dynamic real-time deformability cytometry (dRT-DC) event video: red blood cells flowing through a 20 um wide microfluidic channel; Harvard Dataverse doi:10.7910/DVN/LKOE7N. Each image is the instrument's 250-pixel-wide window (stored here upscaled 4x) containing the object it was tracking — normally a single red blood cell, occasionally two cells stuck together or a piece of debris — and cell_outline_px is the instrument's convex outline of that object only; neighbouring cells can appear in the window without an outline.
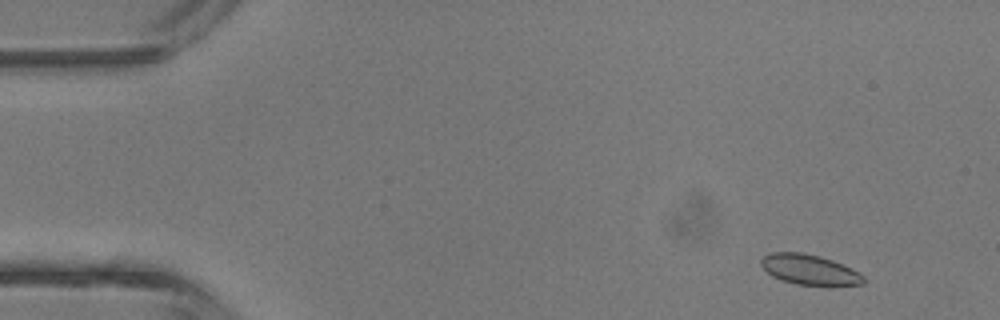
{"species": "common noctule bat (a hibernating species)", "species_latin": "Nyctalus noctula", "temperature_condition": "room temperature", "stored_images_in_passage": 3, "camera_frame_rate_fps": 3000, "um_per_image_px": 0.085, "animal": {"sex": "male", "body_mass_g": 13.3}, "frame": {"image": 1, "passage_image": 1, "time_ms": 0.0, "image_size_px": [1000, 320], "cell_outline_px": [[864, 284], [796, 284], [772, 276], [760, 264], [760, 260], [764, 256], [772, 252], [804, 252], [820, 256], [832, 260], [852, 268], [864, 276]], "centroid_in_image_um": [68.78, 22.88], "position_along_channel_um": 16.2, "area_um2": 17.63}}